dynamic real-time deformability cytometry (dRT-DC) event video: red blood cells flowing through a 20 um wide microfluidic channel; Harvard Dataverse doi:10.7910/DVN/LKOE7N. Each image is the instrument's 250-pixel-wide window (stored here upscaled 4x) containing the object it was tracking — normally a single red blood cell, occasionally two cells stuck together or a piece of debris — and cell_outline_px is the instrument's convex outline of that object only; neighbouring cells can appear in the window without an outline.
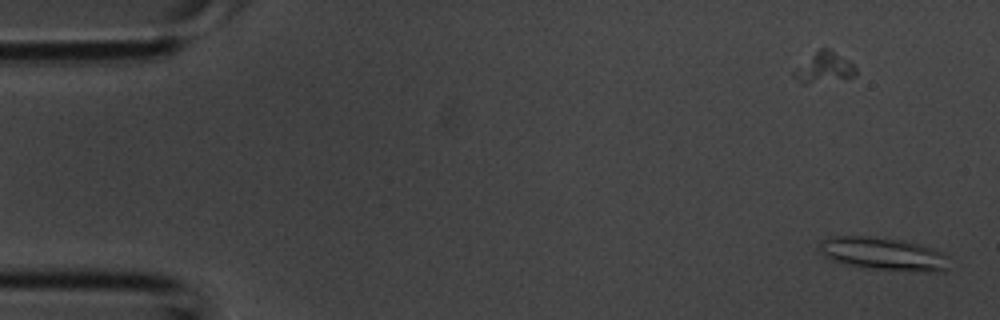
{"species": "common noctule bat (a hibernating species)", "species_latin": "Nyctalus noctula", "temperature_condition": "room temperature", "stored_images_in_passage": 39, "camera_frame_rate_fps": 3000, "um_per_image_px": 0.085, "animal": {"sex": "male", "body_mass_g": 20.1, "forearm_length_mm": 53.5}, "frame": {"image": 1, "passage_image": 1, "time_ms": 0.0, "image_size_px": [1000, 320], "cell_outline_px": [[948, 272], [924, 272], [872, 268], [848, 264], [832, 260], [824, 256], [820, 252], [820, 240], [832, 236], [876, 236], [904, 240], [932, 248], [944, 252], [948, 256]], "centroid_in_image_um": [75.14, 21.57], "position_along_channel_um": 9.9, "area_um2": 25.09}}
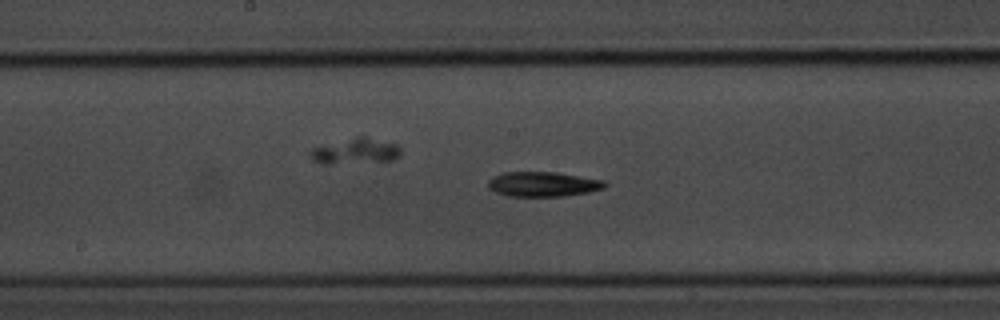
{"frame": {"image": 2, "passage_image": 19, "time_ms": 6.0, "image_size_px": [1000, 320], "cell_outline_px": [[608, 184], [604, 188], [588, 192], [564, 196], [508, 196], [496, 192], [488, 188], [488, 180], [492, 176], [504, 172], [556, 172], [604, 180]], "centroid_in_image_um": [46.14, 15.65], "position_along_channel_um": 202.1, "area_um2": 16.94}}
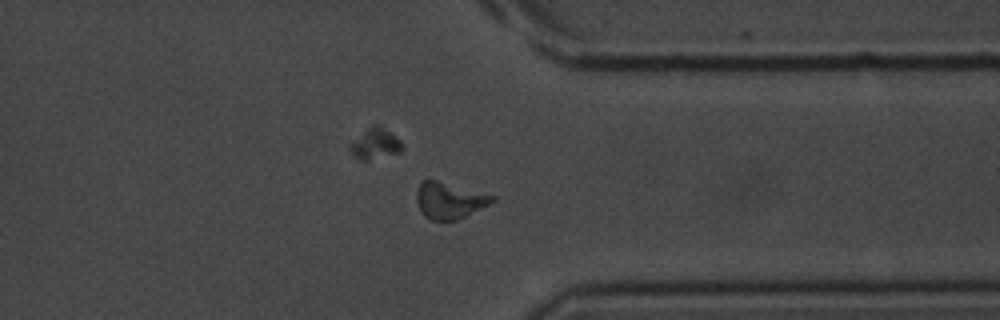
{"frame": {"image": 3, "passage_image": 29, "time_ms": 9.333, "image_size_px": [1000, 320], "cell_outline_px": [[496, 200], [456, 220], [432, 220], [424, 216], [420, 212], [416, 200], [416, 192], [420, 184], [424, 180], [436, 180], [496, 196]], "centroid_in_image_um": [38.16, 17.04], "position_along_channel_um": 373.2, "area_um2": 15.78}}